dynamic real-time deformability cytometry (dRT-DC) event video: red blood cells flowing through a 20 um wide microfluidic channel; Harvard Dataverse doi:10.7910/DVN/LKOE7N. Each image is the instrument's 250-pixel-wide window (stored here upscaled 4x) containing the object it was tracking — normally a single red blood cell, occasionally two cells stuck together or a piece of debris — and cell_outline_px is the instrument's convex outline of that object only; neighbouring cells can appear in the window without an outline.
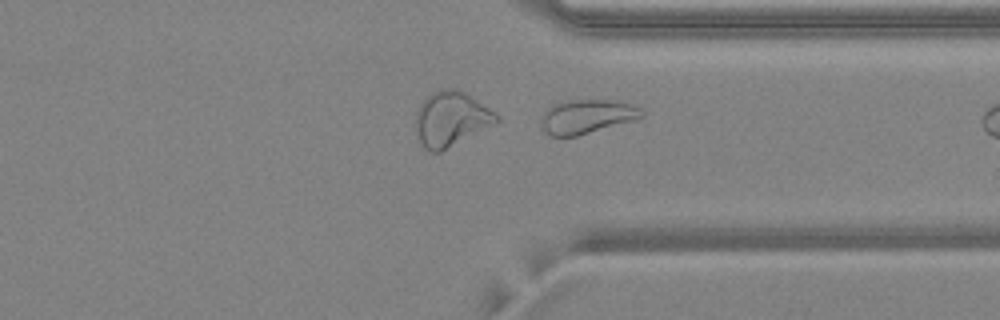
{"species": "common noctule bat (a hibernating species)", "species_latin": "Nyctalus noctula", "temperature_condition": "warm", "stored_images_in_passage": 28, "camera_frame_rate_fps": 3000, "um_per_image_px": 0.085, "animal": {"sex": "female", "body_mass_g": 24.6, "forearm_length_mm": 56.2}, "frame": {"image": 1, "passage_image": 28, "time_ms": 9.0, "image_size_px": [1000, 320], "cell_outline_px": [[644, 116], [636, 120], [576, 136], [552, 136], [544, 132], [540, 128], [540, 124], [544, 112], [548, 108], [564, 100], [616, 100], [632, 104], [640, 108], [644, 112]], "centroid_in_image_um": [49.9, 9.9], "position_along_channel_um": 361.5, "area_um2": 20.11}}